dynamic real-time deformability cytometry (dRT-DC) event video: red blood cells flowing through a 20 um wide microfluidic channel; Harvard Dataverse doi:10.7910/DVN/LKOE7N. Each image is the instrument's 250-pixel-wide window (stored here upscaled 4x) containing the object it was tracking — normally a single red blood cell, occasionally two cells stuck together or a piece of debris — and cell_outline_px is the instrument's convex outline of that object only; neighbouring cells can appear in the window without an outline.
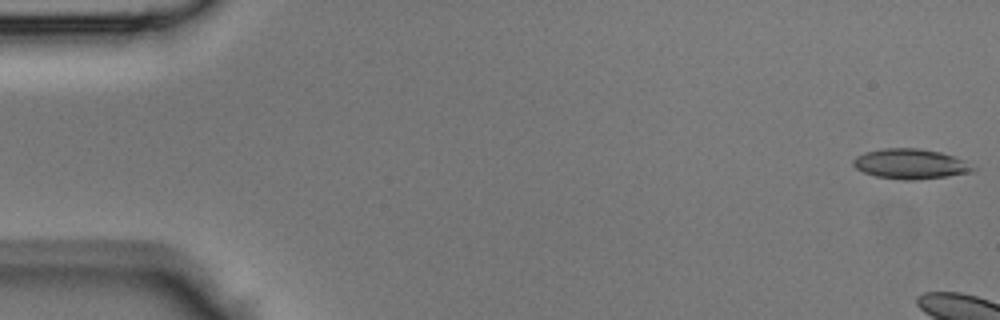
{"species": "Egyptian fruit bat (a non-hibernating species)", "species_latin": "Rousettus aegyptiacus", "temperature_condition": "room temperature", "stored_images_in_passage": 6, "camera_frame_rate_fps": 3000, "um_per_image_px": 0.085, "animal": {"sex": "male"}, "frame": {"image": 1, "passage_image": 1, "time_ms": 0.0, "image_size_px": [1000, 320], "cell_outline_px": [[976, 168], [972, 172], [944, 176], [912, 180], [904, 180], [876, 176], [864, 172], [856, 168], [852, 164], [852, 160], [856, 156], [864, 152], [880, 148], [920, 148], [940, 152], [964, 160]], "centroid_in_image_um": [77.35, 13.92], "position_along_channel_um": 7.7, "area_um2": 20.87}}